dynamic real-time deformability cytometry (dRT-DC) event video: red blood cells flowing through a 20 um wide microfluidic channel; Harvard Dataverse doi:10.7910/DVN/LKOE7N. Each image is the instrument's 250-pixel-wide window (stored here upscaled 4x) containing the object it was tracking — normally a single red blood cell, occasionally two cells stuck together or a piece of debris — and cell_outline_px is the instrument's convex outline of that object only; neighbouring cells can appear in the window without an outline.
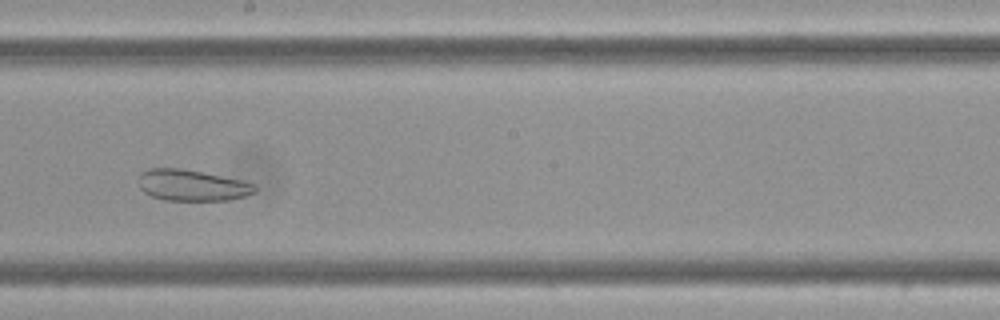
{"species": "Egyptian fruit bat (a non-hibernating species)", "species_latin": "Rousettus aegyptiacus", "temperature_condition": "cold", "stored_images_in_passage": 8, "camera_frame_rate_fps": 3000, "um_per_image_px": 0.085, "frame": {"image": 1, "passage_image": 6, "time_ms": 1.667, "image_size_px": [1000, 320], "cell_outline_px": [[256, 192], [244, 196], [228, 200], [164, 200], [152, 196], [144, 192], [140, 188], [140, 172], [148, 168], [180, 168], [244, 180], [256, 184]], "centroid_in_image_um": [16.34, 15.74], "position_along_channel_um": 231.9, "area_um2": 21.15}}